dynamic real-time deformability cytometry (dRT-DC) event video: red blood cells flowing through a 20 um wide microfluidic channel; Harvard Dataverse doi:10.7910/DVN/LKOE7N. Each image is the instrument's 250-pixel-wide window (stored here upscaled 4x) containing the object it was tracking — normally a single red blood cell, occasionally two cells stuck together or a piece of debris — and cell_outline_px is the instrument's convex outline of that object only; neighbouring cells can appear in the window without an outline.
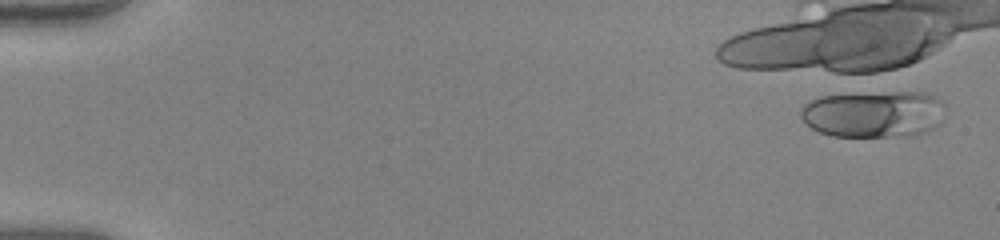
{"species": "human", "species_latin": "Homo sapiens", "temperature_condition": "warm", "stored_images_in_passage": 1, "camera_frame_rate_fps": 3000, "um_per_image_px": 0.085, "donor": {"sex": "female"}, "frame": {"image": 1, "passage_image": 1, "time_ms": 0.0, "image_size_px": [1000, 240], "cell_outline_px": [[948, 112], [940, 124], [924, 132], [908, 136], [832, 136], [820, 132], [812, 128], [800, 116], [800, 108], [804, 104], [820, 96], [896, 92], [920, 92], [932, 96], [940, 100], [944, 104]], "centroid_in_image_um": [74.31, 9.7], "position_along_channel_um": 10.7, "area_um2": 39.42}}